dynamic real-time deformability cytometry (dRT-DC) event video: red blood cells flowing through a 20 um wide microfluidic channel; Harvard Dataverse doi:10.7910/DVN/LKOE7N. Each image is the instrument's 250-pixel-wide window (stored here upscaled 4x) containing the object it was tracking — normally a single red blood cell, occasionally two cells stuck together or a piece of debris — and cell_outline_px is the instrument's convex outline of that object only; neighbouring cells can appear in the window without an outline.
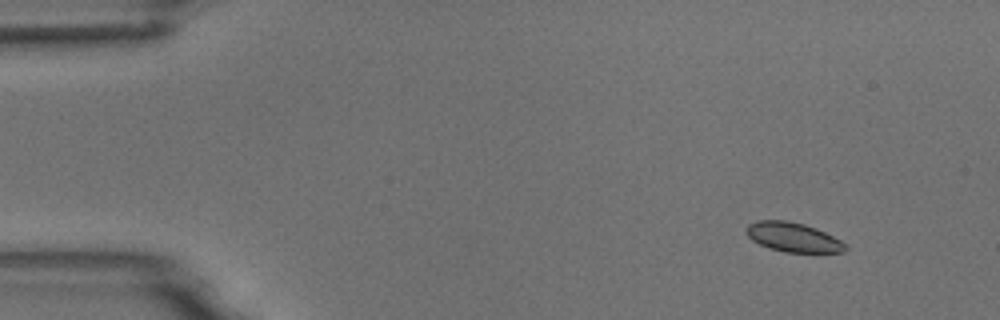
{"species": "common noctule bat (a hibernating species)", "species_latin": "Nyctalus noctula", "temperature_condition": "room temperature", "stored_images_in_passage": 4, "camera_frame_rate_fps": 3000, "um_per_image_px": 0.085, "animal": {"sex": "male", "body_mass_g": 18.8}, "frame": {"image": 1, "passage_image": 1, "time_ms": 0.0, "image_size_px": [1000, 320], "cell_outline_px": [[848, 248], [844, 252], [784, 252], [768, 248], [752, 240], [748, 236], [748, 224], [756, 220], [788, 220], [804, 224], [816, 228], [848, 244]], "centroid_in_image_um": [67.44, 20.16], "position_along_channel_um": 17.6, "area_um2": 16.94}}
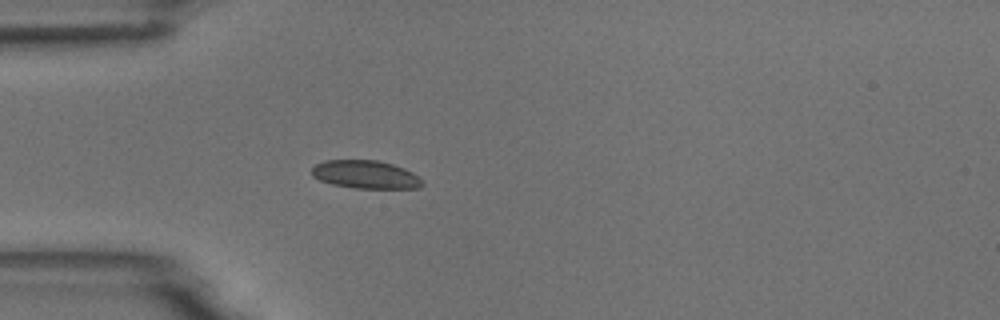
{"frame": {"image": 2, "passage_image": 4, "time_ms": 3.667, "image_size_px": [1000, 320], "cell_outline_px": [[424, 184], [420, 188], [352, 188], [332, 184], [320, 180], [312, 176], [312, 168], [316, 164], [324, 160], [376, 160], [392, 164], [404, 168], [412, 172]], "centroid_in_image_um": [31.05, 14.83], "position_along_channel_um": 54.0, "area_um2": 18.03}}